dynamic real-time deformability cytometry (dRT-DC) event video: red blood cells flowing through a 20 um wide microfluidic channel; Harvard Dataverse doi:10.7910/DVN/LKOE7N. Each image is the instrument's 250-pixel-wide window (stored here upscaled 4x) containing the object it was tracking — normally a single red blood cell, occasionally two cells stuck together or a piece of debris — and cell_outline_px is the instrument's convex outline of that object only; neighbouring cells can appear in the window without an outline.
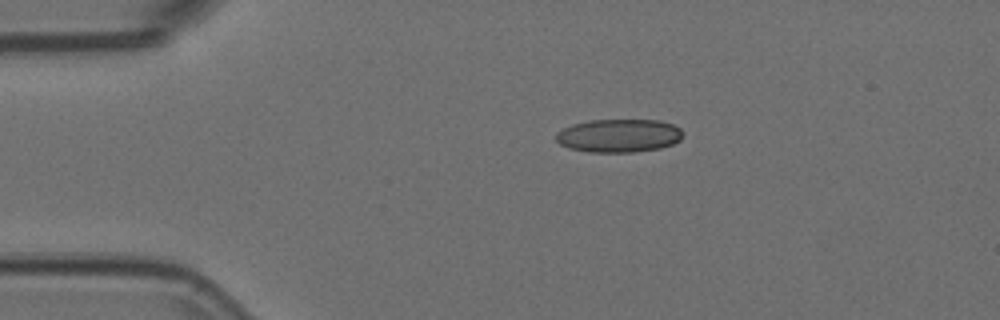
{"species": "Egyptian fruit bat (a non-hibernating species)", "species_latin": "Rousettus aegyptiacus", "temperature_condition": "room temperature", "stored_images_in_passage": 8, "camera_frame_rate_fps": 3000, "um_per_image_px": 0.085, "animal": {"sex": "female"}, "frame": {"image": 1, "passage_image": 1, "time_ms": 0.0, "image_size_px": [1000, 320], "cell_outline_px": [[684, 132], [680, 140], [672, 144], [660, 148], [636, 152], [588, 152], [568, 148], [560, 144], [556, 140], [556, 132], [572, 124], [592, 120], [660, 120], [672, 124], [680, 128]], "centroid_in_image_um": [52.61, 11.53], "position_along_channel_um": 32.4, "area_um2": 24.74}}
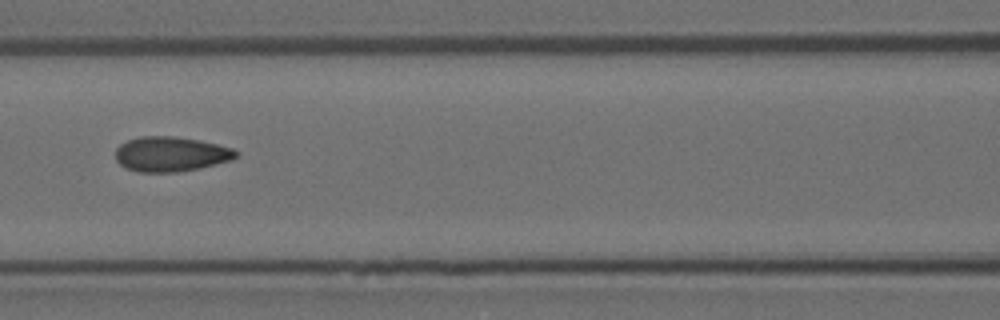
{"frame": {"image": 2, "passage_image": 5, "time_ms": 1.333, "image_size_px": [1000, 320], "cell_outline_px": [[240, 152], [232, 160], [200, 168], [176, 172], [136, 172], [124, 168], [116, 160], [116, 148], [120, 144], [128, 140], [140, 136], [172, 136], [200, 140], [232, 148]], "centroid_in_image_um": [14.5, 13.1], "position_along_channel_um": 152.1, "area_um2": 24.62}}
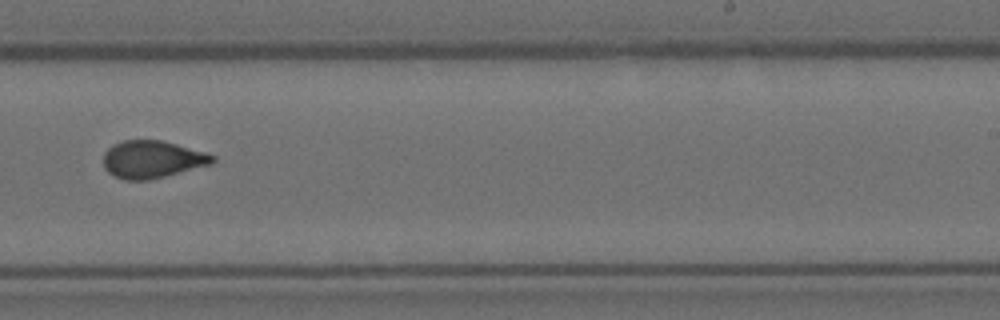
{"frame": {"image": 3, "passage_image": 8, "time_ms": 2.333, "image_size_px": [1000, 320], "cell_outline_px": [[216, 160], [212, 164], [148, 180], [124, 180], [108, 172], [104, 168], [104, 152], [112, 144], [124, 140], [160, 140], [176, 144], [204, 152], [216, 156]], "centroid_in_image_um": [12.92, 13.54], "position_along_channel_um": 276.1, "area_um2": 23.7}}